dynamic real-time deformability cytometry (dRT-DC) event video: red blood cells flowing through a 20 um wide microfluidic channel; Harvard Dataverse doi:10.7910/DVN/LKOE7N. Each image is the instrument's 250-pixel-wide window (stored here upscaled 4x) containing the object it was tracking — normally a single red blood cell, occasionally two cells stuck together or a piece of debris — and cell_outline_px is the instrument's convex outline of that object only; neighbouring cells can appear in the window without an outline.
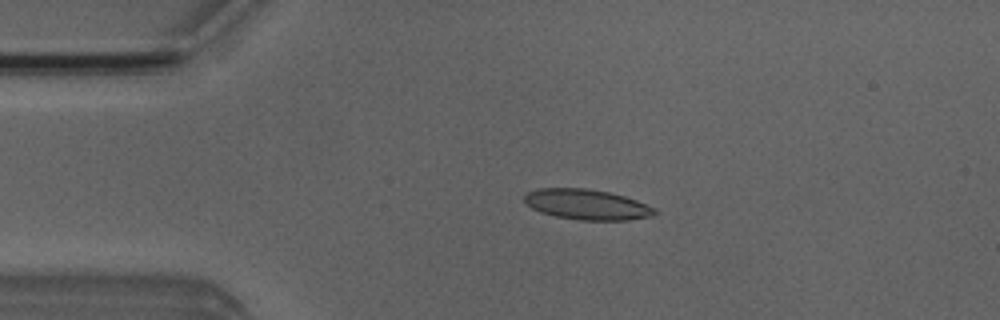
{"species": "Egyptian fruit bat (a non-hibernating species)", "species_latin": "Rousettus aegyptiacus", "temperature_condition": "room temperature", "stored_images_in_passage": 52, "camera_frame_rate_fps": 3000, "um_per_image_px": 0.085, "animal": {"sex": "male"}, "frame": {"image": 1, "passage_image": 11, "time_ms": 3.333, "image_size_px": [1000, 320], "cell_outline_px": [[656, 212], [652, 216], [628, 220], [580, 220], [556, 216], [540, 212], [532, 208], [524, 200], [524, 196], [528, 192], [536, 188], [584, 188], [608, 192], [624, 196], [636, 200], [656, 208]], "centroid_in_image_um": [49.88, 17.38], "position_along_channel_um": 35.1, "area_um2": 22.95}}
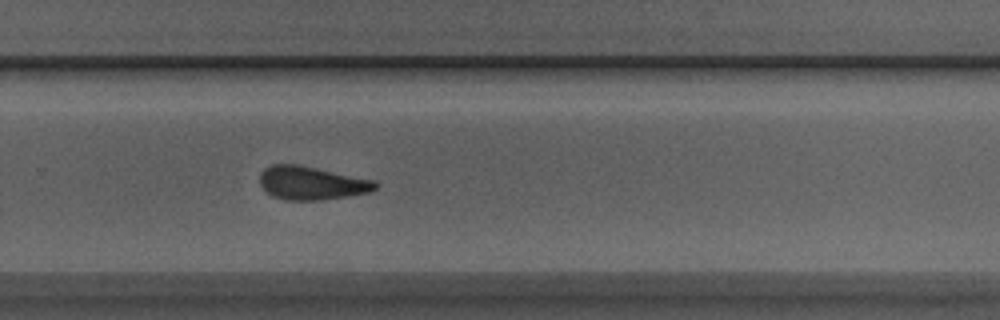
{"frame": {"image": 2, "passage_image": 34, "time_ms": 11.0, "image_size_px": [1000, 320], "cell_outline_px": [[380, 184], [372, 192], [348, 196], [320, 200], [284, 200], [272, 196], [260, 184], [260, 172], [264, 168], [272, 164], [296, 164], [376, 180]], "centroid_in_image_um": [26.51, 15.56], "position_along_channel_um": 303.3, "area_um2": 22.6}}
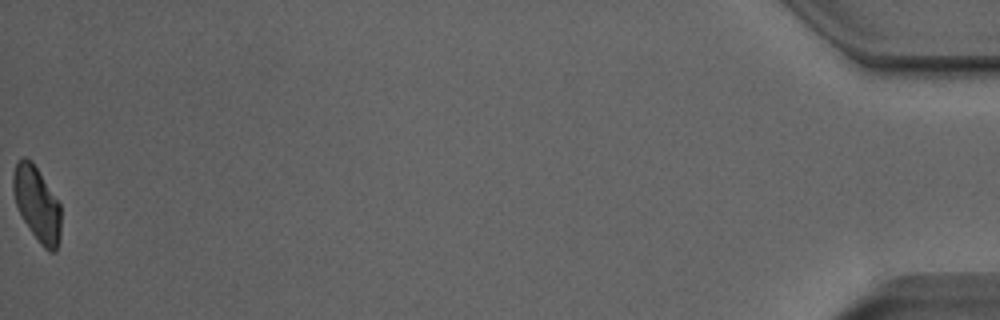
{"frame": {"image": 3, "passage_image": 52, "time_ms": 17.0, "image_size_px": [1000, 320], "cell_outline_px": [[60, 240], [56, 252], [48, 252], [40, 244], [28, 228], [16, 204], [12, 192], [12, 176], [16, 160], [24, 156], [32, 160], [60, 204]], "centroid_in_image_um": [3.13, 17.32], "position_along_channel_um": 432.1, "area_um2": 20.98}, "authors_computed_cell_mechanics": {"area_um2": 22.4553, "velocity_mm_per_s": 3.9415, "shape_relaxation_time_tau1_ms": 5.7359, "shape_relaxation_time_tau2_ms": 2.6872, "deformation_change_tau1": 0.1452, "deformation_change_tau2": 0.1031}}